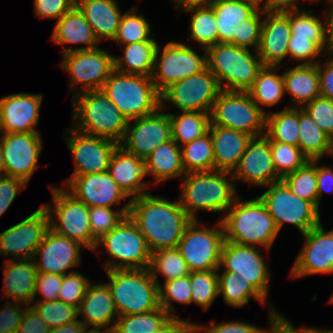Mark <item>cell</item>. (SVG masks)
<instances>
[{
  "mask_svg": "<svg viewBox=\"0 0 333 333\" xmlns=\"http://www.w3.org/2000/svg\"><path fill=\"white\" fill-rule=\"evenodd\" d=\"M129 217L144 236L151 253L176 248L192 219L179 200L150 193L130 199Z\"/></svg>",
  "mask_w": 333,
  "mask_h": 333,
  "instance_id": "obj_1",
  "label": "cell"
},
{
  "mask_svg": "<svg viewBox=\"0 0 333 333\" xmlns=\"http://www.w3.org/2000/svg\"><path fill=\"white\" fill-rule=\"evenodd\" d=\"M181 181L182 190L177 199L192 220L199 219V210L225 214L239 196L230 172H190Z\"/></svg>",
  "mask_w": 333,
  "mask_h": 333,
  "instance_id": "obj_2",
  "label": "cell"
},
{
  "mask_svg": "<svg viewBox=\"0 0 333 333\" xmlns=\"http://www.w3.org/2000/svg\"><path fill=\"white\" fill-rule=\"evenodd\" d=\"M219 220L225 241L239 245L269 251L279 235L272 216L258 197L244 201L238 196Z\"/></svg>",
  "mask_w": 333,
  "mask_h": 333,
  "instance_id": "obj_3",
  "label": "cell"
},
{
  "mask_svg": "<svg viewBox=\"0 0 333 333\" xmlns=\"http://www.w3.org/2000/svg\"><path fill=\"white\" fill-rule=\"evenodd\" d=\"M72 98L71 128L118 144L122 141L128 121L102 90L80 92Z\"/></svg>",
  "mask_w": 333,
  "mask_h": 333,
  "instance_id": "obj_4",
  "label": "cell"
},
{
  "mask_svg": "<svg viewBox=\"0 0 333 333\" xmlns=\"http://www.w3.org/2000/svg\"><path fill=\"white\" fill-rule=\"evenodd\" d=\"M230 43H217L207 52V68L224 91L247 92L263 67L257 51Z\"/></svg>",
  "mask_w": 333,
  "mask_h": 333,
  "instance_id": "obj_5",
  "label": "cell"
},
{
  "mask_svg": "<svg viewBox=\"0 0 333 333\" xmlns=\"http://www.w3.org/2000/svg\"><path fill=\"white\" fill-rule=\"evenodd\" d=\"M118 315L143 314L160 307L159 285L149 269L105 271Z\"/></svg>",
  "mask_w": 333,
  "mask_h": 333,
  "instance_id": "obj_6",
  "label": "cell"
},
{
  "mask_svg": "<svg viewBox=\"0 0 333 333\" xmlns=\"http://www.w3.org/2000/svg\"><path fill=\"white\" fill-rule=\"evenodd\" d=\"M101 90L127 121L152 114L160 107V93L148 76L113 69Z\"/></svg>",
  "mask_w": 333,
  "mask_h": 333,
  "instance_id": "obj_7",
  "label": "cell"
},
{
  "mask_svg": "<svg viewBox=\"0 0 333 333\" xmlns=\"http://www.w3.org/2000/svg\"><path fill=\"white\" fill-rule=\"evenodd\" d=\"M101 246L110 257L106 264H103L105 271L149 268L151 251L138 226L129 215L125 216L114 229L97 240L93 252L98 254Z\"/></svg>",
  "mask_w": 333,
  "mask_h": 333,
  "instance_id": "obj_8",
  "label": "cell"
},
{
  "mask_svg": "<svg viewBox=\"0 0 333 333\" xmlns=\"http://www.w3.org/2000/svg\"><path fill=\"white\" fill-rule=\"evenodd\" d=\"M266 188L257 197L272 216L278 232L288 223L303 235L322 222L320 210L312 202L293 194L282 179L272 182Z\"/></svg>",
  "mask_w": 333,
  "mask_h": 333,
  "instance_id": "obj_9",
  "label": "cell"
},
{
  "mask_svg": "<svg viewBox=\"0 0 333 333\" xmlns=\"http://www.w3.org/2000/svg\"><path fill=\"white\" fill-rule=\"evenodd\" d=\"M50 189L54 205L53 202L42 205L48 212L49 228L93 251L94 235L89 221V207L65 188L51 186Z\"/></svg>",
  "mask_w": 333,
  "mask_h": 333,
  "instance_id": "obj_10",
  "label": "cell"
},
{
  "mask_svg": "<svg viewBox=\"0 0 333 333\" xmlns=\"http://www.w3.org/2000/svg\"><path fill=\"white\" fill-rule=\"evenodd\" d=\"M210 125L242 131L253 138L264 136L266 114L248 92L222 90L210 113Z\"/></svg>",
  "mask_w": 333,
  "mask_h": 333,
  "instance_id": "obj_11",
  "label": "cell"
},
{
  "mask_svg": "<svg viewBox=\"0 0 333 333\" xmlns=\"http://www.w3.org/2000/svg\"><path fill=\"white\" fill-rule=\"evenodd\" d=\"M203 221L192 220L186 227L177 249L190 272L218 270L225 242L221 221L205 227Z\"/></svg>",
  "mask_w": 333,
  "mask_h": 333,
  "instance_id": "obj_12",
  "label": "cell"
},
{
  "mask_svg": "<svg viewBox=\"0 0 333 333\" xmlns=\"http://www.w3.org/2000/svg\"><path fill=\"white\" fill-rule=\"evenodd\" d=\"M222 91L217 78L206 68L202 72L169 85L160 93V107L171 105L181 111L211 113Z\"/></svg>",
  "mask_w": 333,
  "mask_h": 333,
  "instance_id": "obj_13",
  "label": "cell"
},
{
  "mask_svg": "<svg viewBox=\"0 0 333 333\" xmlns=\"http://www.w3.org/2000/svg\"><path fill=\"white\" fill-rule=\"evenodd\" d=\"M203 51L201 57L192 47L173 40L162 49L158 44L151 76L156 90L161 93L169 85L205 70L207 52Z\"/></svg>",
  "mask_w": 333,
  "mask_h": 333,
  "instance_id": "obj_14",
  "label": "cell"
},
{
  "mask_svg": "<svg viewBox=\"0 0 333 333\" xmlns=\"http://www.w3.org/2000/svg\"><path fill=\"white\" fill-rule=\"evenodd\" d=\"M62 57L59 67L70 75L68 87L74 92L72 96L84 91L101 90L114 69V54L100 47L70 52ZM76 85L82 90H76Z\"/></svg>",
  "mask_w": 333,
  "mask_h": 333,
  "instance_id": "obj_15",
  "label": "cell"
},
{
  "mask_svg": "<svg viewBox=\"0 0 333 333\" xmlns=\"http://www.w3.org/2000/svg\"><path fill=\"white\" fill-rule=\"evenodd\" d=\"M48 229V212L41 206L0 233V255L6 256L7 260L33 259Z\"/></svg>",
  "mask_w": 333,
  "mask_h": 333,
  "instance_id": "obj_16",
  "label": "cell"
},
{
  "mask_svg": "<svg viewBox=\"0 0 333 333\" xmlns=\"http://www.w3.org/2000/svg\"><path fill=\"white\" fill-rule=\"evenodd\" d=\"M172 139L169 113L159 107L154 113L128 121L119 143L125 151L145 160L160 144Z\"/></svg>",
  "mask_w": 333,
  "mask_h": 333,
  "instance_id": "obj_17",
  "label": "cell"
},
{
  "mask_svg": "<svg viewBox=\"0 0 333 333\" xmlns=\"http://www.w3.org/2000/svg\"><path fill=\"white\" fill-rule=\"evenodd\" d=\"M219 267L223 271L236 273L240 278L251 283L266 300L268 299L271 270L256 246L225 241Z\"/></svg>",
  "mask_w": 333,
  "mask_h": 333,
  "instance_id": "obj_18",
  "label": "cell"
},
{
  "mask_svg": "<svg viewBox=\"0 0 333 333\" xmlns=\"http://www.w3.org/2000/svg\"><path fill=\"white\" fill-rule=\"evenodd\" d=\"M5 175L23 179L27 184L38 169L43 149L40 132L0 134Z\"/></svg>",
  "mask_w": 333,
  "mask_h": 333,
  "instance_id": "obj_19",
  "label": "cell"
},
{
  "mask_svg": "<svg viewBox=\"0 0 333 333\" xmlns=\"http://www.w3.org/2000/svg\"><path fill=\"white\" fill-rule=\"evenodd\" d=\"M304 245L290 270L291 278L333 274V228L326 231L322 223L305 234Z\"/></svg>",
  "mask_w": 333,
  "mask_h": 333,
  "instance_id": "obj_20",
  "label": "cell"
},
{
  "mask_svg": "<svg viewBox=\"0 0 333 333\" xmlns=\"http://www.w3.org/2000/svg\"><path fill=\"white\" fill-rule=\"evenodd\" d=\"M64 131L67 133L64 139L75 162L72 176L108 170L111 157L119 146L118 143L107 138L80 133L71 127L66 128ZM71 133L72 135L70 136Z\"/></svg>",
  "mask_w": 333,
  "mask_h": 333,
  "instance_id": "obj_21",
  "label": "cell"
},
{
  "mask_svg": "<svg viewBox=\"0 0 333 333\" xmlns=\"http://www.w3.org/2000/svg\"><path fill=\"white\" fill-rule=\"evenodd\" d=\"M65 189L88 207L117 206L128 195L112 179L108 170L71 176L64 182Z\"/></svg>",
  "mask_w": 333,
  "mask_h": 333,
  "instance_id": "obj_22",
  "label": "cell"
},
{
  "mask_svg": "<svg viewBox=\"0 0 333 333\" xmlns=\"http://www.w3.org/2000/svg\"><path fill=\"white\" fill-rule=\"evenodd\" d=\"M81 246L83 247L80 243L49 228L33 258L37 271L58 275L68 274V269L81 264Z\"/></svg>",
  "mask_w": 333,
  "mask_h": 333,
  "instance_id": "obj_23",
  "label": "cell"
},
{
  "mask_svg": "<svg viewBox=\"0 0 333 333\" xmlns=\"http://www.w3.org/2000/svg\"><path fill=\"white\" fill-rule=\"evenodd\" d=\"M42 94L14 93L0 98V134L39 132Z\"/></svg>",
  "mask_w": 333,
  "mask_h": 333,
  "instance_id": "obj_24",
  "label": "cell"
},
{
  "mask_svg": "<svg viewBox=\"0 0 333 333\" xmlns=\"http://www.w3.org/2000/svg\"><path fill=\"white\" fill-rule=\"evenodd\" d=\"M264 15L257 53L263 66H280L288 56L291 37L289 9L271 10L264 6Z\"/></svg>",
  "mask_w": 333,
  "mask_h": 333,
  "instance_id": "obj_25",
  "label": "cell"
},
{
  "mask_svg": "<svg viewBox=\"0 0 333 333\" xmlns=\"http://www.w3.org/2000/svg\"><path fill=\"white\" fill-rule=\"evenodd\" d=\"M232 174L235 184L239 180L260 187L281 179L276 173L269 140L265 136L251 139Z\"/></svg>",
  "mask_w": 333,
  "mask_h": 333,
  "instance_id": "obj_26",
  "label": "cell"
},
{
  "mask_svg": "<svg viewBox=\"0 0 333 333\" xmlns=\"http://www.w3.org/2000/svg\"><path fill=\"white\" fill-rule=\"evenodd\" d=\"M77 312L78 317L80 315L83 317L81 321L86 328L91 326L96 329L113 328L119 317L110 288L106 282L100 281L88 285Z\"/></svg>",
  "mask_w": 333,
  "mask_h": 333,
  "instance_id": "obj_27",
  "label": "cell"
},
{
  "mask_svg": "<svg viewBox=\"0 0 333 333\" xmlns=\"http://www.w3.org/2000/svg\"><path fill=\"white\" fill-rule=\"evenodd\" d=\"M108 172L131 199L149 193L146 189L151 185L148 181H143L146 177L144 160L128 153L121 146L115 149Z\"/></svg>",
  "mask_w": 333,
  "mask_h": 333,
  "instance_id": "obj_28",
  "label": "cell"
},
{
  "mask_svg": "<svg viewBox=\"0 0 333 333\" xmlns=\"http://www.w3.org/2000/svg\"><path fill=\"white\" fill-rule=\"evenodd\" d=\"M208 131L212 137L214 170L233 173L253 137L242 131L216 125H210Z\"/></svg>",
  "mask_w": 333,
  "mask_h": 333,
  "instance_id": "obj_29",
  "label": "cell"
},
{
  "mask_svg": "<svg viewBox=\"0 0 333 333\" xmlns=\"http://www.w3.org/2000/svg\"><path fill=\"white\" fill-rule=\"evenodd\" d=\"M3 269L4 299L31 305L38 271L33 259L6 260Z\"/></svg>",
  "mask_w": 333,
  "mask_h": 333,
  "instance_id": "obj_30",
  "label": "cell"
},
{
  "mask_svg": "<svg viewBox=\"0 0 333 333\" xmlns=\"http://www.w3.org/2000/svg\"><path fill=\"white\" fill-rule=\"evenodd\" d=\"M51 40L60 45L85 44L78 48H62L61 55L99 47V41L96 39L92 27L77 6L57 21Z\"/></svg>",
  "mask_w": 333,
  "mask_h": 333,
  "instance_id": "obj_31",
  "label": "cell"
},
{
  "mask_svg": "<svg viewBox=\"0 0 333 333\" xmlns=\"http://www.w3.org/2000/svg\"><path fill=\"white\" fill-rule=\"evenodd\" d=\"M76 6L99 43L104 39L113 41L123 14L116 0H77Z\"/></svg>",
  "mask_w": 333,
  "mask_h": 333,
  "instance_id": "obj_32",
  "label": "cell"
},
{
  "mask_svg": "<svg viewBox=\"0 0 333 333\" xmlns=\"http://www.w3.org/2000/svg\"><path fill=\"white\" fill-rule=\"evenodd\" d=\"M262 0H214L210 5L216 14L218 43L234 45L236 25L250 18Z\"/></svg>",
  "mask_w": 333,
  "mask_h": 333,
  "instance_id": "obj_33",
  "label": "cell"
},
{
  "mask_svg": "<svg viewBox=\"0 0 333 333\" xmlns=\"http://www.w3.org/2000/svg\"><path fill=\"white\" fill-rule=\"evenodd\" d=\"M283 74L285 93L291 95L290 107L302 108L313 99L320 97V78L316 64L295 65ZM296 104V105H295Z\"/></svg>",
  "mask_w": 333,
  "mask_h": 333,
  "instance_id": "obj_34",
  "label": "cell"
},
{
  "mask_svg": "<svg viewBox=\"0 0 333 333\" xmlns=\"http://www.w3.org/2000/svg\"><path fill=\"white\" fill-rule=\"evenodd\" d=\"M145 175H152L154 184L173 178L181 179L185 174L181 148L173 140L160 144L145 160Z\"/></svg>",
  "mask_w": 333,
  "mask_h": 333,
  "instance_id": "obj_35",
  "label": "cell"
},
{
  "mask_svg": "<svg viewBox=\"0 0 333 333\" xmlns=\"http://www.w3.org/2000/svg\"><path fill=\"white\" fill-rule=\"evenodd\" d=\"M148 41L119 46L122 56L113 57L114 69L119 72L151 77L154 70L155 53L159 42L154 38Z\"/></svg>",
  "mask_w": 333,
  "mask_h": 333,
  "instance_id": "obj_36",
  "label": "cell"
},
{
  "mask_svg": "<svg viewBox=\"0 0 333 333\" xmlns=\"http://www.w3.org/2000/svg\"><path fill=\"white\" fill-rule=\"evenodd\" d=\"M324 21L315 16L312 9H289L291 34L295 37L308 38L314 42L325 54L330 52L329 15L326 10Z\"/></svg>",
  "mask_w": 333,
  "mask_h": 333,
  "instance_id": "obj_37",
  "label": "cell"
},
{
  "mask_svg": "<svg viewBox=\"0 0 333 333\" xmlns=\"http://www.w3.org/2000/svg\"><path fill=\"white\" fill-rule=\"evenodd\" d=\"M298 147L311 160H321L324 155L333 157V140L299 108Z\"/></svg>",
  "mask_w": 333,
  "mask_h": 333,
  "instance_id": "obj_38",
  "label": "cell"
},
{
  "mask_svg": "<svg viewBox=\"0 0 333 333\" xmlns=\"http://www.w3.org/2000/svg\"><path fill=\"white\" fill-rule=\"evenodd\" d=\"M281 66H263L252 87L247 91L252 100L265 113L263 107L278 104L285 94L283 74L277 73Z\"/></svg>",
  "mask_w": 333,
  "mask_h": 333,
  "instance_id": "obj_39",
  "label": "cell"
},
{
  "mask_svg": "<svg viewBox=\"0 0 333 333\" xmlns=\"http://www.w3.org/2000/svg\"><path fill=\"white\" fill-rule=\"evenodd\" d=\"M218 273L219 295H222L224 302L231 307L241 308L254 298L259 303L267 304V300L246 280H243L236 273L223 271L220 267Z\"/></svg>",
  "mask_w": 333,
  "mask_h": 333,
  "instance_id": "obj_40",
  "label": "cell"
},
{
  "mask_svg": "<svg viewBox=\"0 0 333 333\" xmlns=\"http://www.w3.org/2000/svg\"><path fill=\"white\" fill-rule=\"evenodd\" d=\"M299 108L288 107L278 112L266 114L265 134L268 140L298 147Z\"/></svg>",
  "mask_w": 333,
  "mask_h": 333,
  "instance_id": "obj_41",
  "label": "cell"
},
{
  "mask_svg": "<svg viewBox=\"0 0 333 333\" xmlns=\"http://www.w3.org/2000/svg\"><path fill=\"white\" fill-rule=\"evenodd\" d=\"M189 12L190 25L188 27V38L196 42L202 50L218 43V29L216 25V14L211 5L195 6L184 9Z\"/></svg>",
  "mask_w": 333,
  "mask_h": 333,
  "instance_id": "obj_42",
  "label": "cell"
},
{
  "mask_svg": "<svg viewBox=\"0 0 333 333\" xmlns=\"http://www.w3.org/2000/svg\"><path fill=\"white\" fill-rule=\"evenodd\" d=\"M172 139L181 147L206 134L210 126V113L188 112L169 113Z\"/></svg>",
  "mask_w": 333,
  "mask_h": 333,
  "instance_id": "obj_43",
  "label": "cell"
},
{
  "mask_svg": "<svg viewBox=\"0 0 333 333\" xmlns=\"http://www.w3.org/2000/svg\"><path fill=\"white\" fill-rule=\"evenodd\" d=\"M180 148L182 165L186 173L214 170L213 144L209 131Z\"/></svg>",
  "mask_w": 333,
  "mask_h": 333,
  "instance_id": "obj_44",
  "label": "cell"
},
{
  "mask_svg": "<svg viewBox=\"0 0 333 333\" xmlns=\"http://www.w3.org/2000/svg\"><path fill=\"white\" fill-rule=\"evenodd\" d=\"M149 271L155 282L161 286L158 276L164 277V282L190 274L186 261L177 248L160 249L151 253Z\"/></svg>",
  "mask_w": 333,
  "mask_h": 333,
  "instance_id": "obj_45",
  "label": "cell"
},
{
  "mask_svg": "<svg viewBox=\"0 0 333 333\" xmlns=\"http://www.w3.org/2000/svg\"><path fill=\"white\" fill-rule=\"evenodd\" d=\"M297 197L312 202L318 208L317 160H309L303 167L281 178Z\"/></svg>",
  "mask_w": 333,
  "mask_h": 333,
  "instance_id": "obj_46",
  "label": "cell"
},
{
  "mask_svg": "<svg viewBox=\"0 0 333 333\" xmlns=\"http://www.w3.org/2000/svg\"><path fill=\"white\" fill-rule=\"evenodd\" d=\"M138 8L131 7L122 14L118 31L113 39L114 42L122 45L148 41L153 37L151 34L150 22L142 14H137Z\"/></svg>",
  "mask_w": 333,
  "mask_h": 333,
  "instance_id": "obj_47",
  "label": "cell"
},
{
  "mask_svg": "<svg viewBox=\"0 0 333 333\" xmlns=\"http://www.w3.org/2000/svg\"><path fill=\"white\" fill-rule=\"evenodd\" d=\"M170 317L160 306L143 314L119 316L113 328L115 333H153Z\"/></svg>",
  "mask_w": 333,
  "mask_h": 333,
  "instance_id": "obj_48",
  "label": "cell"
},
{
  "mask_svg": "<svg viewBox=\"0 0 333 333\" xmlns=\"http://www.w3.org/2000/svg\"><path fill=\"white\" fill-rule=\"evenodd\" d=\"M191 304L209 309L219 296L217 270L190 272Z\"/></svg>",
  "mask_w": 333,
  "mask_h": 333,
  "instance_id": "obj_49",
  "label": "cell"
},
{
  "mask_svg": "<svg viewBox=\"0 0 333 333\" xmlns=\"http://www.w3.org/2000/svg\"><path fill=\"white\" fill-rule=\"evenodd\" d=\"M128 200L123 204V207L115 210L108 207H89V221L94 235V248L98 239L114 229L129 214L130 198Z\"/></svg>",
  "mask_w": 333,
  "mask_h": 333,
  "instance_id": "obj_50",
  "label": "cell"
},
{
  "mask_svg": "<svg viewBox=\"0 0 333 333\" xmlns=\"http://www.w3.org/2000/svg\"><path fill=\"white\" fill-rule=\"evenodd\" d=\"M191 282L190 274L177 279L164 282L159 286L160 306L171 316L178 317L173 301L191 305Z\"/></svg>",
  "mask_w": 333,
  "mask_h": 333,
  "instance_id": "obj_51",
  "label": "cell"
},
{
  "mask_svg": "<svg viewBox=\"0 0 333 333\" xmlns=\"http://www.w3.org/2000/svg\"><path fill=\"white\" fill-rule=\"evenodd\" d=\"M269 144L276 173L281 178L309 161L299 147L273 140H269Z\"/></svg>",
  "mask_w": 333,
  "mask_h": 333,
  "instance_id": "obj_52",
  "label": "cell"
},
{
  "mask_svg": "<svg viewBox=\"0 0 333 333\" xmlns=\"http://www.w3.org/2000/svg\"><path fill=\"white\" fill-rule=\"evenodd\" d=\"M37 302H32L30 306L45 321L50 329L62 326L78 318L77 308L60 300Z\"/></svg>",
  "mask_w": 333,
  "mask_h": 333,
  "instance_id": "obj_53",
  "label": "cell"
},
{
  "mask_svg": "<svg viewBox=\"0 0 333 333\" xmlns=\"http://www.w3.org/2000/svg\"><path fill=\"white\" fill-rule=\"evenodd\" d=\"M264 5L260 7L250 18L236 25L234 45L251 48L257 51L260 43ZM262 17V18H261Z\"/></svg>",
  "mask_w": 333,
  "mask_h": 333,
  "instance_id": "obj_54",
  "label": "cell"
},
{
  "mask_svg": "<svg viewBox=\"0 0 333 333\" xmlns=\"http://www.w3.org/2000/svg\"><path fill=\"white\" fill-rule=\"evenodd\" d=\"M90 283L91 280L86 276L76 270H70L68 274L63 276L58 300L78 309Z\"/></svg>",
  "mask_w": 333,
  "mask_h": 333,
  "instance_id": "obj_55",
  "label": "cell"
},
{
  "mask_svg": "<svg viewBox=\"0 0 333 333\" xmlns=\"http://www.w3.org/2000/svg\"><path fill=\"white\" fill-rule=\"evenodd\" d=\"M303 109L313 121L333 140V101L317 97L305 104Z\"/></svg>",
  "mask_w": 333,
  "mask_h": 333,
  "instance_id": "obj_56",
  "label": "cell"
},
{
  "mask_svg": "<svg viewBox=\"0 0 333 333\" xmlns=\"http://www.w3.org/2000/svg\"><path fill=\"white\" fill-rule=\"evenodd\" d=\"M323 54L325 53L308 38L295 37L291 34L288 43L289 59L295 62L298 60L299 65L317 64L320 61L319 57Z\"/></svg>",
  "mask_w": 333,
  "mask_h": 333,
  "instance_id": "obj_57",
  "label": "cell"
},
{
  "mask_svg": "<svg viewBox=\"0 0 333 333\" xmlns=\"http://www.w3.org/2000/svg\"><path fill=\"white\" fill-rule=\"evenodd\" d=\"M34 14L42 19H57L73 10L77 0H33Z\"/></svg>",
  "mask_w": 333,
  "mask_h": 333,
  "instance_id": "obj_58",
  "label": "cell"
},
{
  "mask_svg": "<svg viewBox=\"0 0 333 333\" xmlns=\"http://www.w3.org/2000/svg\"><path fill=\"white\" fill-rule=\"evenodd\" d=\"M64 275L53 273L38 272L35 282V291L33 302L37 295L43 296L39 301H54L58 300L59 291L63 282Z\"/></svg>",
  "mask_w": 333,
  "mask_h": 333,
  "instance_id": "obj_59",
  "label": "cell"
},
{
  "mask_svg": "<svg viewBox=\"0 0 333 333\" xmlns=\"http://www.w3.org/2000/svg\"><path fill=\"white\" fill-rule=\"evenodd\" d=\"M23 305V307H22ZM25 306V307H24ZM28 305L17 301L5 302L0 309L1 333H17L21 324L22 315Z\"/></svg>",
  "mask_w": 333,
  "mask_h": 333,
  "instance_id": "obj_60",
  "label": "cell"
},
{
  "mask_svg": "<svg viewBox=\"0 0 333 333\" xmlns=\"http://www.w3.org/2000/svg\"><path fill=\"white\" fill-rule=\"evenodd\" d=\"M201 331V333H265L266 329L258 327L251 323H245L244 321H228L223 323H217L212 321L210 325H200L194 323Z\"/></svg>",
  "mask_w": 333,
  "mask_h": 333,
  "instance_id": "obj_61",
  "label": "cell"
},
{
  "mask_svg": "<svg viewBox=\"0 0 333 333\" xmlns=\"http://www.w3.org/2000/svg\"><path fill=\"white\" fill-rule=\"evenodd\" d=\"M27 185L23 179L6 175L0 176V217L9 209L19 191Z\"/></svg>",
  "mask_w": 333,
  "mask_h": 333,
  "instance_id": "obj_62",
  "label": "cell"
},
{
  "mask_svg": "<svg viewBox=\"0 0 333 333\" xmlns=\"http://www.w3.org/2000/svg\"><path fill=\"white\" fill-rule=\"evenodd\" d=\"M269 328L265 333H311V327L295 328L294 325L283 314L278 313L275 306L268 305Z\"/></svg>",
  "mask_w": 333,
  "mask_h": 333,
  "instance_id": "obj_63",
  "label": "cell"
},
{
  "mask_svg": "<svg viewBox=\"0 0 333 333\" xmlns=\"http://www.w3.org/2000/svg\"><path fill=\"white\" fill-rule=\"evenodd\" d=\"M329 57L325 63L322 59L316 64L320 78V96L333 101V53L324 54Z\"/></svg>",
  "mask_w": 333,
  "mask_h": 333,
  "instance_id": "obj_64",
  "label": "cell"
},
{
  "mask_svg": "<svg viewBox=\"0 0 333 333\" xmlns=\"http://www.w3.org/2000/svg\"><path fill=\"white\" fill-rule=\"evenodd\" d=\"M50 327L38 315V313L28 305L23 312L20 327L17 333H49Z\"/></svg>",
  "mask_w": 333,
  "mask_h": 333,
  "instance_id": "obj_65",
  "label": "cell"
},
{
  "mask_svg": "<svg viewBox=\"0 0 333 333\" xmlns=\"http://www.w3.org/2000/svg\"><path fill=\"white\" fill-rule=\"evenodd\" d=\"M324 192L333 193V168H331V166L327 167L324 164L320 165V160H317V196L319 210Z\"/></svg>",
  "mask_w": 333,
  "mask_h": 333,
  "instance_id": "obj_66",
  "label": "cell"
},
{
  "mask_svg": "<svg viewBox=\"0 0 333 333\" xmlns=\"http://www.w3.org/2000/svg\"><path fill=\"white\" fill-rule=\"evenodd\" d=\"M189 322L190 320L180 319V316L170 317L153 333H179Z\"/></svg>",
  "mask_w": 333,
  "mask_h": 333,
  "instance_id": "obj_67",
  "label": "cell"
},
{
  "mask_svg": "<svg viewBox=\"0 0 333 333\" xmlns=\"http://www.w3.org/2000/svg\"><path fill=\"white\" fill-rule=\"evenodd\" d=\"M303 2L306 0H302ZM309 1V0H308ZM312 2L318 3L321 0H310ZM300 3V0H262V5L267 9L271 10H285V9H296L299 6L296 4Z\"/></svg>",
  "mask_w": 333,
  "mask_h": 333,
  "instance_id": "obj_68",
  "label": "cell"
},
{
  "mask_svg": "<svg viewBox=\"0 0 333 333\" xmlns=\"http://www.w3.org/2000/svg\"><path fill=\"white\" fill-rule=\"evenodd\" d=\"M86 330V327L82 323L81 319L77 318L72 322L51 328L49 333H83Z\"/></svg>",
  "mask_w": 333,
  "mask_h": 333,
  "instance_id": "obj_69",
  "label": "cell"
},
{
  "mask_svg": "<svg viewBox=\"0 0 333 333\" xmlns=\"http://www.w3.org/2000/svg\"><path fill=\"white\" fill-rule=\"evenodd\" d=\"M172 1H174L176 9L182 11L190 7L210 5L214 0H172Z\"/></svg>",
  "mask_w": 333,
  "mask_h": 333,
  "instance_id": "obj_70",
  "label": "cell"
},
{
  "mask_svg": "<svg viewBox=\"0 0 333 333\" xmlns=\"http://www.w3.org/2000/svg\"><path fill=\"white\" fill-rule=\"evenodd\" d=\"M329 15V30H330V52L333 53V4L327 5Z\"/></svg>",
  "mask_w": 333,
  "mask_h": 333,
  "instance_id": "obj_71",
  "label": "cell"
},
{
  "mask_svg": "<svg viewBox=\"0 0 333 333\" xmlns=\"http://www.w3.org/2000/svg\"><path fill=\"white\" fill-rule=\"evenodd\" d=\"M179 333H201V331L194 322H189Z\"/></svg>",
  "mask_w": 333,
  "mask_h": 333,
  "instance_id": "obj_72",
  "label": "cell"
},
{
  "mask_svg": "<svg viewBox=\"0 0 333 333\" xmlns=\"http://www.w3.org/2000/svg\"><path fill=\"white\" fill-rule=\"evenodd\" d=\"M83 333H115L114 328H108V329H96V328H86V330Z\"/></svg>",
  "mask_w": 333,
  "mask_h": 333,
  "instance_id": "obj_73",
  "label": "cell"
},
{
  "mask_svg": "<svg viewBox=\"0 0 333 333\" xmlns=\"http://www.w3.org/2000/svg\"><path fill=\"white\" fill-rule=\"evenodd\" d=\"M3 175H5V166H4L2 145H1V142H0V176H3Z\"/></svg>",
  "mask_w": 333,
  "mask_h": 333,
  "instance_id": "obj_74",
  "label": "cell"
},
{
  "mask_svg": "<svg viewBox=\"0 0 333 333\" xmlns=\"http://www.w3.org/2000/svg\"><path fill=\"white\" fill-rule=\"evenodd\" d=\"M311 333H333V330L332 329H318V328H314V327H311Z\"/></svg>",
  "mask_w": 333,
  "mask_h": 333,
  "instance_id": "obj_75",
  "label": "cell"
},
{
  "mask_svg": "<svg viewBox=\"0 0 333 333\" xmlns=\"http://www.w3.org/2000/svg\"><path fill=\"white\" fill-rule=\"evenodd\" d=\"M329 303H330V304H333V293H332V295H331V297H330V299H329Z\"/></svg>",
  "mask_w": 333,
  "mask_h": 333,
  "instance_id": "obj_76",
  "label": "cell"
},
{
  "mask_svg": "<svg viewBox=\"0 0 333 333\" xmlns=\"http://www.w3.org/2000/svg\"><path fill=\"white\" fill-rule=\"evenodd\" d=\"M326 5L333 4V0H326Z\"/></svg>",
  "mask_w": 333,
  "mask_h": 333,
  "instance_id": "obj_77",
  "label": "cell"
}]
</instances>
